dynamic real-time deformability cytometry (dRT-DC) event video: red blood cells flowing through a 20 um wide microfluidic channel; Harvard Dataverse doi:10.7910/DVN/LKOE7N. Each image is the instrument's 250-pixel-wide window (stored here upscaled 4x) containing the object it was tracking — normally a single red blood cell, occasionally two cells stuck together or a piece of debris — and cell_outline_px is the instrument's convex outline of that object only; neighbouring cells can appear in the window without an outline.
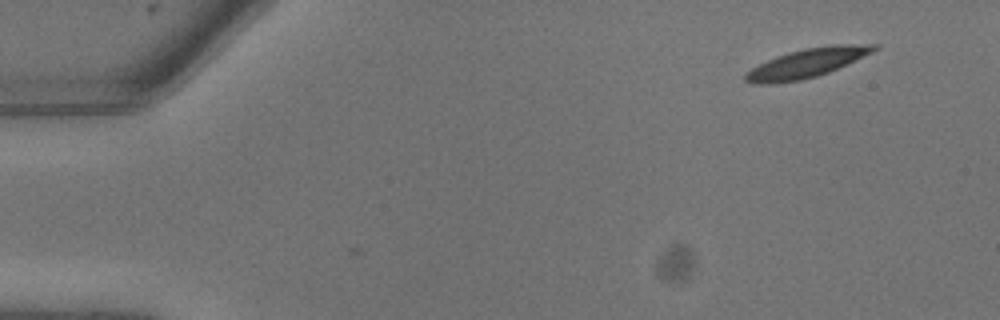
{"species": "common noctule bat (a hibernating species)", "species_latin": "Nyctalus noctula", "temperature_condition": "warm", "stored_images_in_passage": 3, "camera_frame_rate_fps": 3000, "um_per_image_px": 0.085, "animal": {"sex": "male", "body_mass_g": 13.3}, "frame": {"image": 1, "passage_image": 3, "time_ms": 0.667, "image_size_px": [1000, 320], "cell_outline_px": [[880, 48], [872, 52], [828, 72], [816, 76], [800, 80], [772, 84], [752, 84], [744, 80], [744, 72], [776, 56], [788, 52], [804, 48], [828, 44], [880, 44]], "centroid_in_image_um": [68.56, 5.35], "position_along_channel_um": 16.4, "area_um2": 21.73}}